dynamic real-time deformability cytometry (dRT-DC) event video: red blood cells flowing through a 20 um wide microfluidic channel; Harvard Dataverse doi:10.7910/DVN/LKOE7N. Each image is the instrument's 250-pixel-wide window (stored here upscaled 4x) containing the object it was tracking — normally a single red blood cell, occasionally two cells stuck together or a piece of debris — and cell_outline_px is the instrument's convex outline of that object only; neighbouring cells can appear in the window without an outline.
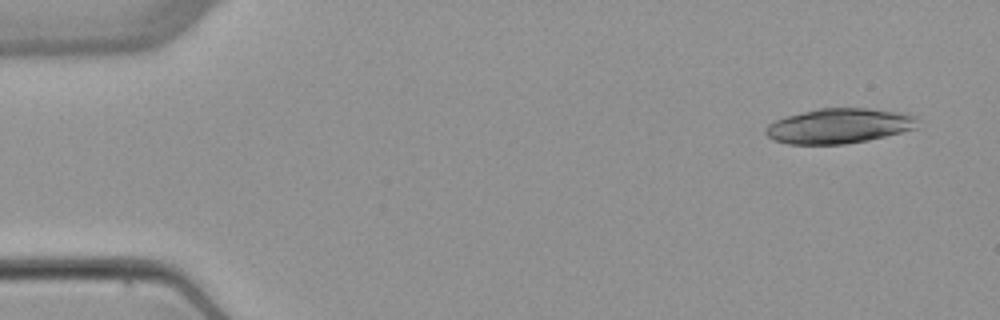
{"species": "common noctule bat (a hibernating species)", "species_latin": "Nyctalus noctula", "temperature_condition": "warm", "stored_images_in_passage": 4, "camera_frame_rate_fps": 3000, "um_per_image_px": 0.085, "animal": {"sex": "female", "body_mass_g": 22.7, "forearm_length_mm": 54.2}, "frame": {"image": 1, "passage_image": 1, "time_ms": 0.0, "image_size_px": [1000, 320], "cell_outline_px": [[916, 128], [868, 140], [844, 144], [788, 144], [776, 140], [768, 136], [764, 132], [764, 128], [768, 124], [784, 116], [820, 108], [868, 108], [900, 112], [916, 116]], "centroid_in_image_um": [71.28, 10.69], "position_along_channel_um": 13.7, "area_um2": 30.81}}